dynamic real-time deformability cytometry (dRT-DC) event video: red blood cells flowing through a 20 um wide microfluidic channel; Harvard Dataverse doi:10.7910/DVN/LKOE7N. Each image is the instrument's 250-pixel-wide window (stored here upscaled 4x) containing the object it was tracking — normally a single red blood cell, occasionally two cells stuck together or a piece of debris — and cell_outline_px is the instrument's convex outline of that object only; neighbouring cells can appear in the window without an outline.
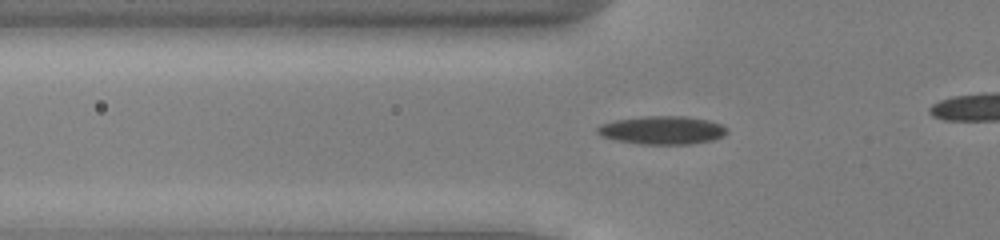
{"species": "common noctule bat (a hibernating species)", "species_latin": "Nyctalus noctula", "temperature_condition": "cold", "stored_images_in_passage": 43, "camera_frame_rate_fps": 3000, "um_per_image_px": 0.085, "animal": {"sex": "male", "body_mass_g": 13.0, "forearm_length_mm": 53.1}, "frame": {"image": 1, "passage_image": 18, "time_ms": 5.667, "image_size_px": [1000, 240], "cell_outline_px": [[728, 132], [724, 136], [712, 140], [688, 144], [640, 144], [616, 140], [600, 136], [596, 132], [596, 128], [600, 124], [616, 120], [644, 116], [684, 116], [708, 120], [720, 124], [728, 128]], "centroid_in_image_um": [56.28, 11.06], "position_along_channel_um": 69.5, "area_um2": 21.39}}
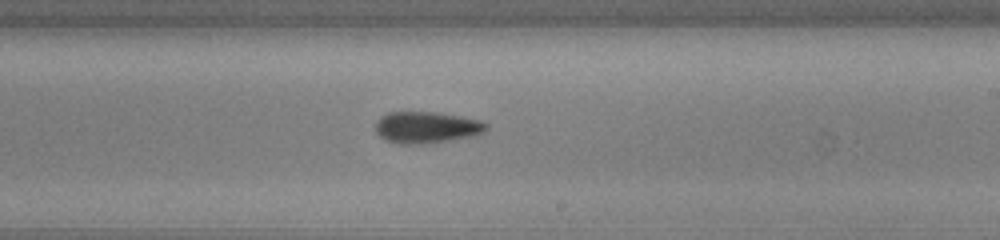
{"frame": {"image": 2, "passage_image": 32, "time_ms": 10.333, "image_size_px": [1000, 240], "cell_outline_px": [[488, 128], [484, 132], [472, 136], [424, 144], [400, 144], [384, 140], [376, 132], [376, 120], [380, 116], [388, 112], [436, 112], [460, 116], [480, 120], [488, 124]], "centroid_in_image_um": [36.23, 10.82], "position_along_channel_um": 252.8, "area_um2": 20.46}}
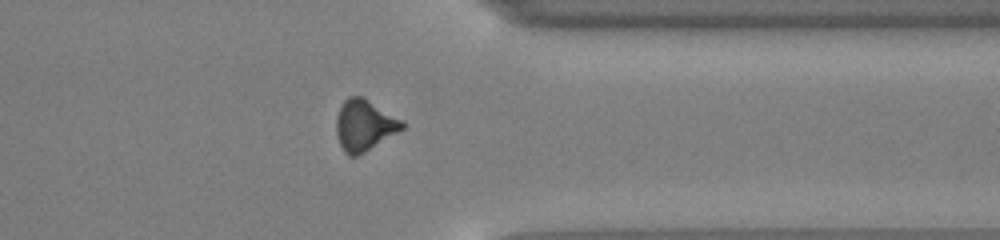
{"frame": {"image": 3, "passage_image": 42, "time_ms": 13.667, "image_size_px": [1000, 240], "cell_outline_px": [[404, 128], [364, 152], [356, 156], [348, 156], [344, 152], [340, 144], [336, 132], [336, 116], [344, 100], [348, 96], [360, 96], [404, 120]], "centroid_in_image_um": [30.95, 10.64], "position_along_channel_um": 380.4, "area_um2": 19.36}}